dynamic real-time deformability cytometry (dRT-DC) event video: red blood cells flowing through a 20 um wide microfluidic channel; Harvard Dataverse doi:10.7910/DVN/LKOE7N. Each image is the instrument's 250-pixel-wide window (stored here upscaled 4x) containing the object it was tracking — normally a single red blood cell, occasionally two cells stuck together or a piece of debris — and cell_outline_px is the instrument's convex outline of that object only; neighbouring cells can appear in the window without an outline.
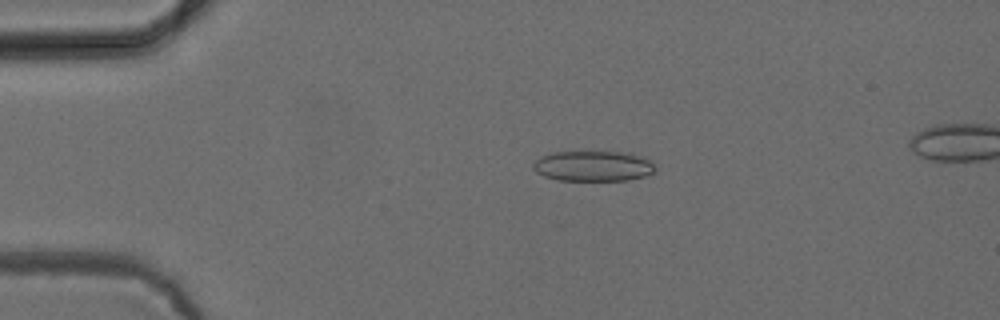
{"species": "common noctule bat (a hibernating species)", "species_latin": "Nyctalus noctula", "temperature_condition": "cold", "stored_images_in_passage": 51, "camera_frame_rate_fps": 3000, "um_per_image_px": 0.085, "animal": {"sex": "female", "body_mass_g": 24.6, "forearm_length_mm": 56.2}, "frame": {"image": 1, "passage_image": 10, "time_ms": 3.0, "image_size_px": [1000, 320], "cell_outline_px": [[656, 172], [644, 176], [628, 180], [560, 180], [544, 176], [536, 172], [532, 168], [532, 164], [540, 156], [552, 152], [576, 148], [580, 148], [632, 152], [652, 160], [656, 168]], "centroid_in_image_um": [50.43, 14.03], "position_along_channel_um": 34.6, "area_um2": 23.12}}
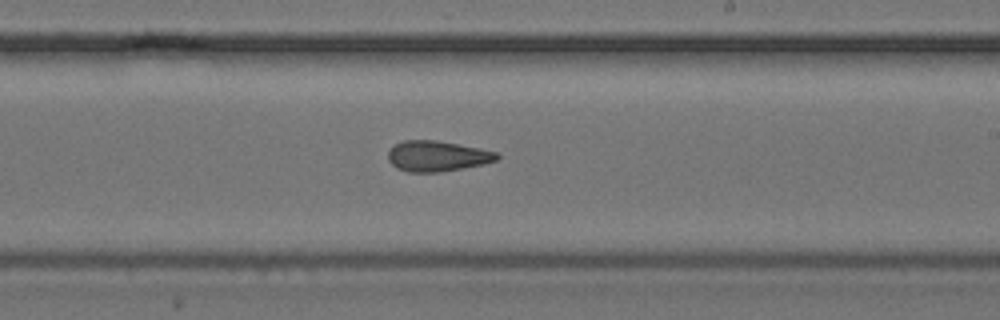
{"frame": {"image": 2, "passage_image": 30, "time_ms": 9.667, "image_size_px": [1000, 320], "cell_outline_px": [[500, 156], [496, 160], [484, 164], [440, 172], [408, 172], [396, 168], [388, 160], [388, 152], [396, 144], [404, 140], [436, 140], [480, 148], [496, 152]], "centroid_in_image_um": [37.15, 13.27], "position_along_channel_um": 251.8, "area_um2": 19.31}}
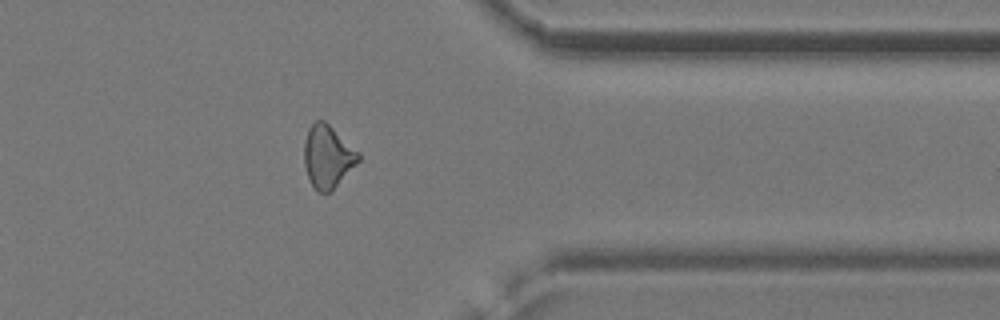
{"frame": {"image": 3, "passage_image": 41, "time_ms": 13.333, "image_size_px": [1000, 320], "cell_outline_px": [[360, 160], [332, 192], [316, 192], [308, 176], [304, 164], [304, 144], [308, 128], [316, 120], [324, 120], [360, 152]], "centroid_in_image_um": [27.86, 13.32], "position_along_channel_um": 383.5, "area_um2": 19.94}}